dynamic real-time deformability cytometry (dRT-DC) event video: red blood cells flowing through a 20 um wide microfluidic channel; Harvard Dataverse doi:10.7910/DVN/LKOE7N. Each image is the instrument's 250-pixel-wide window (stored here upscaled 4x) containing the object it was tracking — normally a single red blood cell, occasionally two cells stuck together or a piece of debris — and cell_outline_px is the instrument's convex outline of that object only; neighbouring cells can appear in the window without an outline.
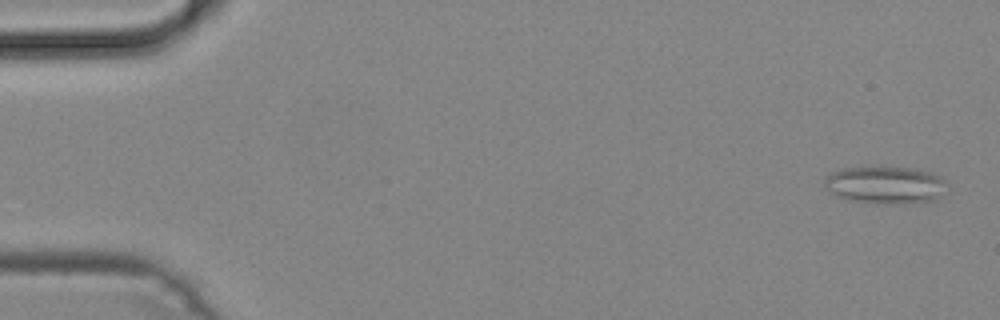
{"species": "common noctule bat (a hibernating species)", "species_latin": "Nyctalus noctula", "temperature_condition": "cold", "stored_images_in_passage": 16, "camera_frame_rate_fps": 3000, "um_per_image_px": 0.085, "animal": {"sex": "male", "body_mass_g": 19.2, "forearm_length_mm": 51.8}, "frame": {"image": 1, "passage_image": 1, "time_ms": 0.0, "image_size_px": [1000, 320], "cell_outline_px": [[948, 192], [936, 200], [884, 204], [852, 200], [836, 196], [828, 192], [824, 188], [824, 180], [832, 172], [844, 168], [916, 168], [932, 172], [940, 176], [948, 184]], "centroid_in_image_um": [75.31, 15.73], "position_along_channel_um": 9.7, "area_um2": 26.76}}
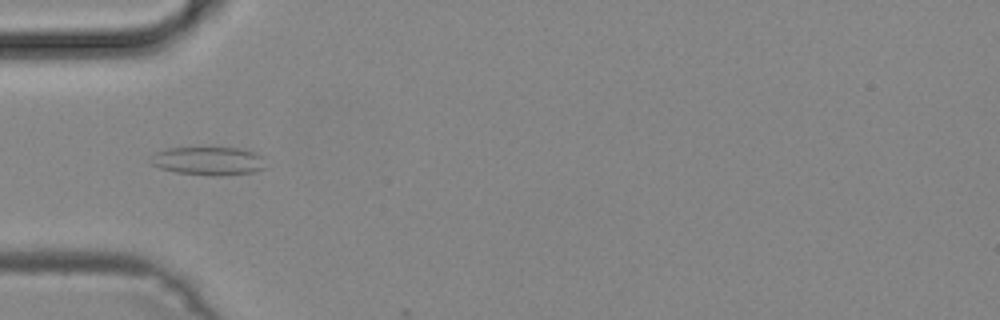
{"frame": {"image": 2, "passage_image": 15, "time_ms": 4.667, "image_size_px": [1000, 320], "cell_outline_px": [[264, 168], [252, 172], [220, 176], [212, 176], [176, 172], [160, 168], [148, 164], [152, 156], [156, 152], [168, 148], [240, 148], [256, 152], [264, 156]], "centroid_in_image_um": [17.71, 13.68], "position_along_channel_um": 67.3, "area_um2": 19.13}}